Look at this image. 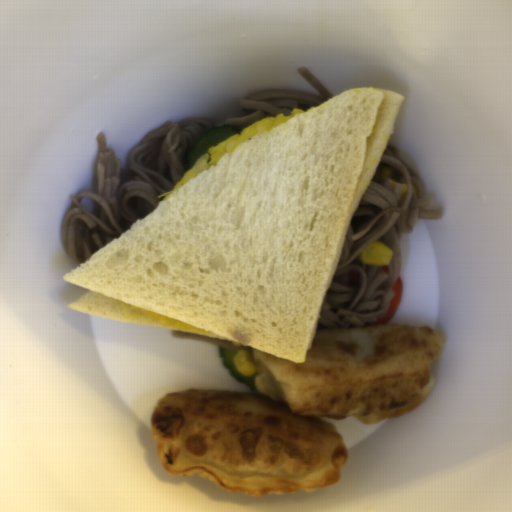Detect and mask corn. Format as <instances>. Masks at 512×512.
<instances>
[{"label": "corn", "mask_w": 512, "mask_h": 512, "mask_svg": "<svg viewBox=\"0 0 512 512\" xmlns=\"http://www.w3.org/2000/svg\"><path fill=\"white\" fill-rule=\"evenodd\" d=\"M363 264L388 266L394 258V252L383 242H374L361 251L359 256Z\"/></svg>", "instance_id": "1"}, {"label": "corn", "mask_w": 512, "mask_h": 512, "mask_svg": "<svg viewBox=\"0 0 512 512\" xmlns=\"http://www.w3.org/2000/svg\"><path fill=\"white\" fill-rule=\"evenodd\" d=\"M237 372L244 376H252L257 372V365L253 359L252 353L248 350H239L235 353L232 360Z\"/></svg>", "instance_id": "2"}]
</instances>
